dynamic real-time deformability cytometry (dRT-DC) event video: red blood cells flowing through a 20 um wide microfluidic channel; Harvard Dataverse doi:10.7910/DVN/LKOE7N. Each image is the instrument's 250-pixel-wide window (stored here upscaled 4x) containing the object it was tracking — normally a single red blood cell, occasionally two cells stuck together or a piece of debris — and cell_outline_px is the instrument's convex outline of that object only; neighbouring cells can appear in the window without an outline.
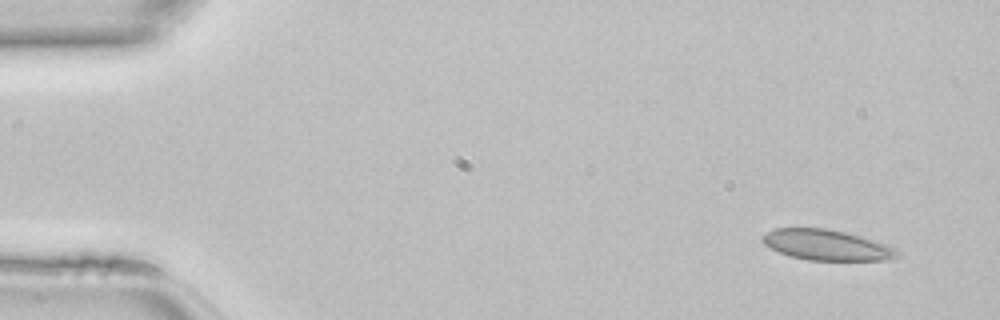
{"species": "common noctule bat (a hibernating species)", "species_latin": "Nyctalus noctula", "temperature_condition": "room temperature", "stored_images_in_passage": 44, "camera_frame_rate_fps": 3000, "um_per_image_px": 0.085, "animal": {"sex": "female", "body_mass_g": 22.7, "forearm_length_mm": 54.2}, "frame": {"image": 1, "passage_image": 1, "time_ms": 0.0, "image_size_px": [1000, 320], "cell_outline_px": [[900, 256], [888, 260], [808, 260], [788, 256], [764, 244], [760, 240], [768, 232], [776, 228], [824, 228], [848, 232], [896, 248], [900, 252]], "centroid_in_image_um": [70.29, 20.83], "position_along_channel_um": 14.7, "area_um2": 23.93}}
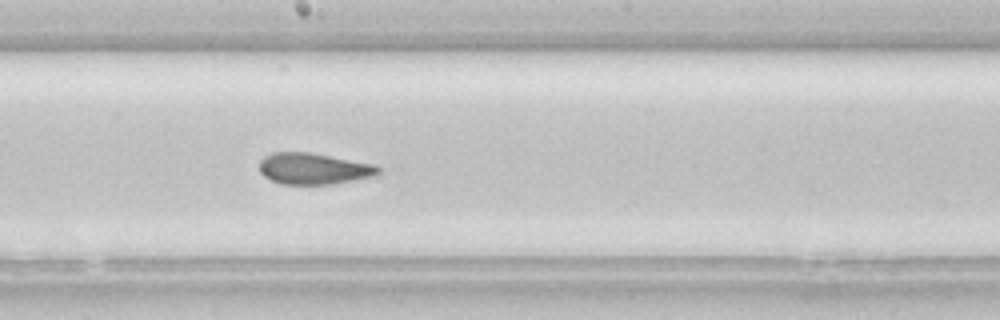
{"frame": {"image": 2, "passage_image": 23, "time_ms": 7.333, "image_size_px": [1000, 320], "cell_outline_px": [[380, 172], [376, 176], [332, 184], [280, 184], [264, 176], [260, 172], [260, 160], [264, 156], [272, 152], [308, 152], [376, 164], [380, 168]], "centroid_in_image_um": [26.67, 14.33], "position_along_channel_um": 221.5, "area_um2": 21.79}}
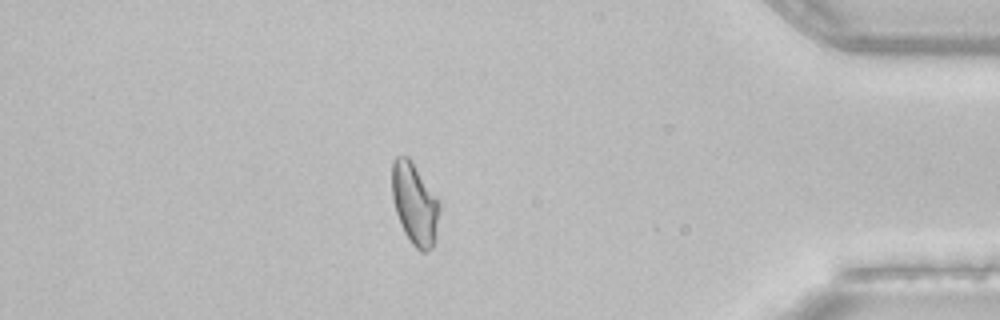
{"frame": {"image": 3, "passage_image": 38, "time_ms": 12.333, "image_size_px": [1000, 320], "cell_outline_px": [[440, 212], [436, 236], [432, 248], [424, 252], [420, 252], [412, 244], [404, 232], [400, 224], [392, 200], [392, 160], [396, 156], [408, 156], [440, 200]], "centroid_in_image_um": [35.26, 17.33], "position_along_channel_um": 399.9, "area_um2": 22.89}}